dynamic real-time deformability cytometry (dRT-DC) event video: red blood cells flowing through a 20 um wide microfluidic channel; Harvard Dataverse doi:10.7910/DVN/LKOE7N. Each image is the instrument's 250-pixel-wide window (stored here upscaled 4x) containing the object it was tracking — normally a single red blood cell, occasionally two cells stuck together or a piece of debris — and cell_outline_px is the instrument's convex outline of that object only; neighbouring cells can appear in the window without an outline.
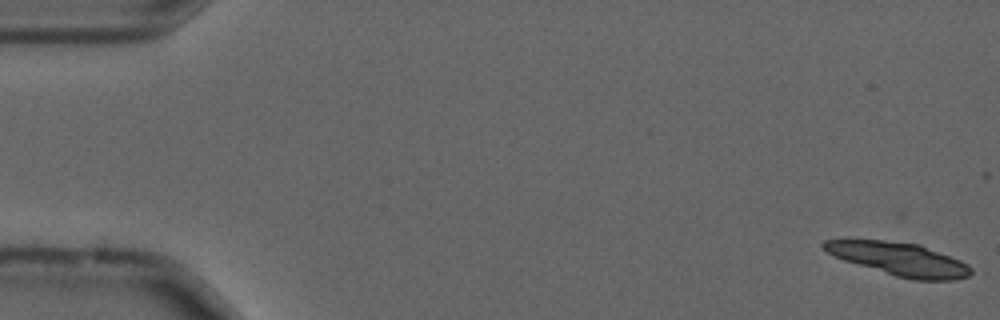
{"species": "common noctule bat (a hibernating species)", "species_latin": "Nyctalus noctula", "temperature_condition": "cold", "stored_images_in_passage": 20, "segment_of_instrument_passage": [1, 2], "camera_frame_rate_fps": 3000, "um_per_image_px": 0.085, "animal": {"sex": "male", "forearm_length_mm": 52.5}, "frame": {"image": 1, "passage_image": 1, "time_ms": 0.0, "image_size_px": [1000, 320], "cell_outline_px": [[976, 272], [968, 276], [956, 280], [912, 280], [896, 276], [844, 260], [828, 252], [820, 244], [824, 240], [884, 240], [920, 244], [960, 260], [976, 268]], "centroid_in_image_um": [76.53, 22.03], "position_along_channel_um": 8.5, "area_um2": 28.38}}